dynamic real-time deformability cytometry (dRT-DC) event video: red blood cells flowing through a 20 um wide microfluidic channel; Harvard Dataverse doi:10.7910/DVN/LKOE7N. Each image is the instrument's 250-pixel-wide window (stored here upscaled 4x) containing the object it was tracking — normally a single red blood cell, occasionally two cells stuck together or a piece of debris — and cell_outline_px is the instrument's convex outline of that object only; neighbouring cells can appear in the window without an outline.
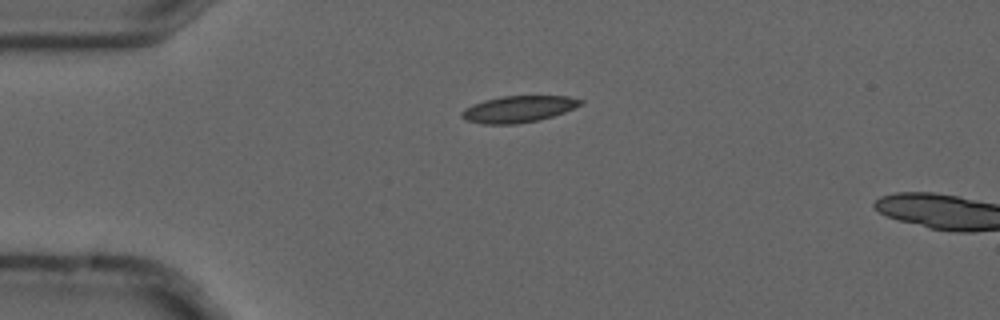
{"species": "common noctule bat (a hibernating species)", "species_latin": "Nyctalus noctula", "temperature_condition": "cold", "stored_images_in_passage": 4, "camera_frame_rate_fps": 3000, "um_per_image_px": 0.085, "animal": {"sex": "male", "forearm_length_mm": 52.5}, "frame": {"image": 1, "passage_image": 4, "time_ms": 1.0, "image_size_px": [1000, 320], "cell_outline_px": [[584, 104], [564, 112], [540, 120], [516, 124], [484, 124], [468, 120], [460, 116], [460, 112], [464, 108], [472, 104], [484, 100], [504, 96], [568, 96], [584, 100]], "centroid_in_image_um": [44.08, 9.27], "position_along_channel_um": 40.9, "area_um2": 18.44}}